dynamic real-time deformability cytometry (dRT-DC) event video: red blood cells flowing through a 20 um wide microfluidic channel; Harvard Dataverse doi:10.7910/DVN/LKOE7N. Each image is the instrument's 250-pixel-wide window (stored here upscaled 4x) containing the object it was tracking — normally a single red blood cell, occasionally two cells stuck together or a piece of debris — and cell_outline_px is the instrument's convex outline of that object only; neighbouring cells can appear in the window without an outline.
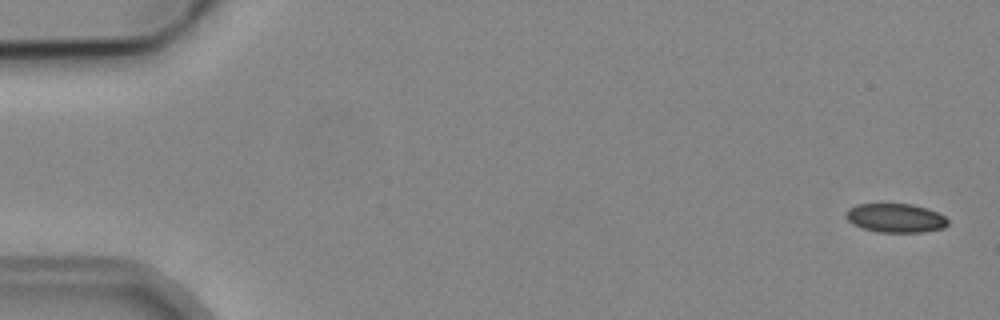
{"species": "common noctule bat (a hibernating species)", "species_latin": "Nyctalus noctula", "temperature_condition": "cold", "stored_images_in_passage": 5, "camera_frame_rate_fps": 3000, "um_per_image_px": 0.085, "animal": {"sex": "male", "body_mass_g": 19.2, "forearm_length_mm": 51.8}, "frame": {"image": 1, "passage_image": 1, "time_ms": 0.0, "image_size_px": [1000, 320], "cell_outline_px": [[948, 224], [944, 228], [924, 232], [880, 232], [864, 228], [848, 220], [844, 216], [848, 208], [856, 204], [912, 204], [928, 208], [944, 216], [948, 220]], "centroid_in_image_um": [76.14, 18.52], "position_along_channel_um": 8.9, "area_um2": 17.11}}